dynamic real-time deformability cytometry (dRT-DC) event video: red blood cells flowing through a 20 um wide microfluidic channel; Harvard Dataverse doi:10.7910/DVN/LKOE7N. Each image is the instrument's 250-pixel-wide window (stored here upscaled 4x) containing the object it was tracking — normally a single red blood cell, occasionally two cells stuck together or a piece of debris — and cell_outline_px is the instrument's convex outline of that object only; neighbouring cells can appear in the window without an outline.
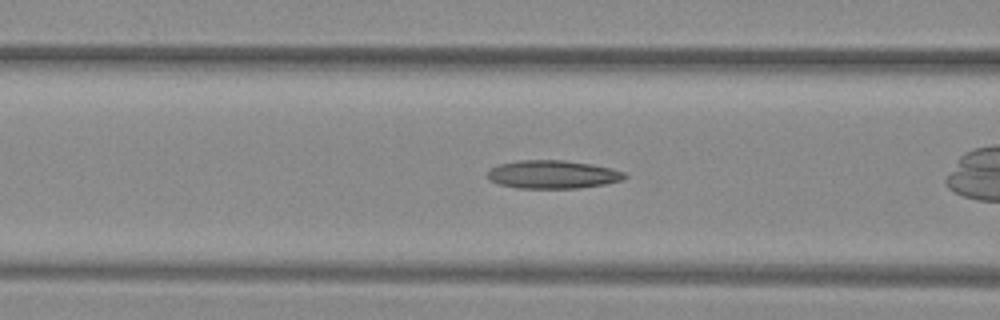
{"species": "common noctule bat (a hibernating species)", "species_latin": "Nyctalus noctula", "temperature_condition": "warm", "stored_images_in_passage": 37, "camera_frame_rate_fps": 3000, "um_per_image_px": 0.085, "animal": {"sex": "female", "body_mass_g": 29.2, "forearm_length_mm": 56.3}, "frame": {"image": 1, "passage_image": 6, "time_ms": 1.667, "image_size_px": [1000, 320], "cell_outline_px": [[628, 176], [624, 180], [604, 184], [580, 188], [516, 188], [500, 184], [488, 180], [488, 172], [492, 168], [500, 164], [516, 160], [564, 160], [592, 164], [612, 168], [624, 172]], "centroid_in_image_um": [47.01, 14.83], "position_along_channel_um": 119.6, "area_um2": 22.66}, "authors_computed_cell_mechanics": {"area_um2": 22.0796, "velocity_mm_per_s": 4.0459, "shape_relaxation_time_tau1_ms": null, "shape_relaxation_time_tau2_ms": 3.7579, "deformation_change_tau1": null, "deformation_change_tau2": 0.1334}}